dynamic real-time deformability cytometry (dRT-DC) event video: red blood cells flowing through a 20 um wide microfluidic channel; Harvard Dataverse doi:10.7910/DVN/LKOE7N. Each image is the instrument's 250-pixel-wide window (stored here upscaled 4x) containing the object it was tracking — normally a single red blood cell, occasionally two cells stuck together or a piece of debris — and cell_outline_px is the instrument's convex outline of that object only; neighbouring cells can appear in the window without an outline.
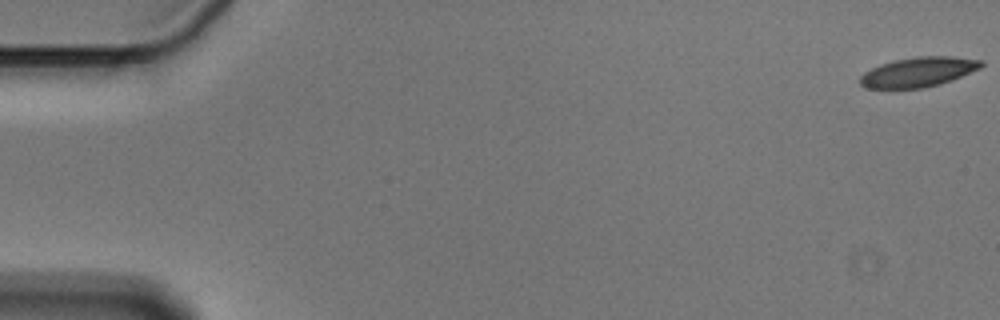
{"species": "Egyptian fruit bat (a non-hibernating species)", "species_latin": "Rousettus aegyptiacus", "temperature_condition": "cold", "stored_images_in_passage": 14, "camera_frame_rate_fps": 3000, "um_per_image_px": 0.085, "animal": {"sex": "male"}, "frame": {"image": 1, "passage_image": 1, "time_ms": 0.0, "image_size_px": [1000, 320], "cell_outline_px": [[984, 64], [980, 68], [952, 80], [940, 84], [924, 88], [892, 92], [864, 88], [860, 84], [860, 76], [864, 72], [880, 64], [896, 60], [916, 56], [952, 56], [984, 60]], "centroid_in_image_um": [77.99, 6.17], "position_along_channel_um": 7.0, "area_um2": 21.91}}